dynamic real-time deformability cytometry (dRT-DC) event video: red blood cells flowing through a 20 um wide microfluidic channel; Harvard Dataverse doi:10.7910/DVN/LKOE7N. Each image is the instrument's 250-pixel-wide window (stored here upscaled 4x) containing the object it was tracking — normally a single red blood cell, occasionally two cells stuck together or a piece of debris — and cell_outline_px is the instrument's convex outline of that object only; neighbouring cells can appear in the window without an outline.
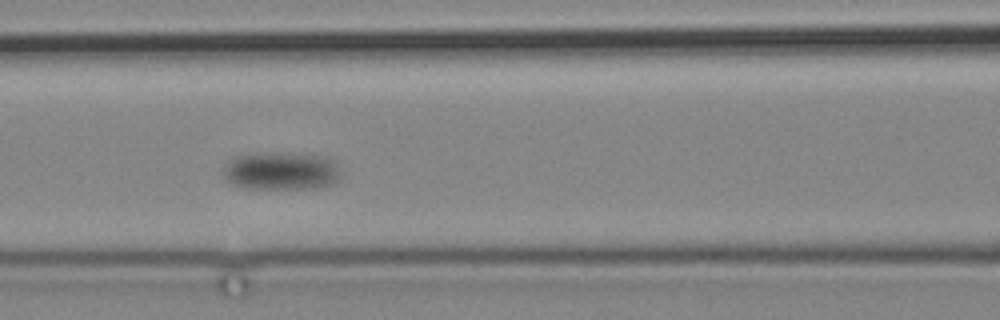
{"species": "common noctule bat (a hibernating species)", "species_latin": "Nyctalus noctula", "temperature_condition": "cold", "stored_images_in_passage": 5, "camera_frame_rate_fps": 3000, "um_per_image_px": 0.085, "animal": {"sex": "male", "body_mass_g": 19.2, "forearm_length_mm": 51.8}, "frame": {"image": 1, "passage_image": 4, "time_ms": 3.667, "image_size_px": [1000, 320], "cell_outline_px": [[340, 180], [336, 184], [316, 188], [244, 188], [232, 184], [224, 180], [224, 164], [228, 160], [236, 156], [256, 152], [328, 156], [336, 160], [340, 172]], "centroid_in_image_um": [23.92, 14.53], "position_along_channel_um": 142.7, "area_um2": 26.47}}